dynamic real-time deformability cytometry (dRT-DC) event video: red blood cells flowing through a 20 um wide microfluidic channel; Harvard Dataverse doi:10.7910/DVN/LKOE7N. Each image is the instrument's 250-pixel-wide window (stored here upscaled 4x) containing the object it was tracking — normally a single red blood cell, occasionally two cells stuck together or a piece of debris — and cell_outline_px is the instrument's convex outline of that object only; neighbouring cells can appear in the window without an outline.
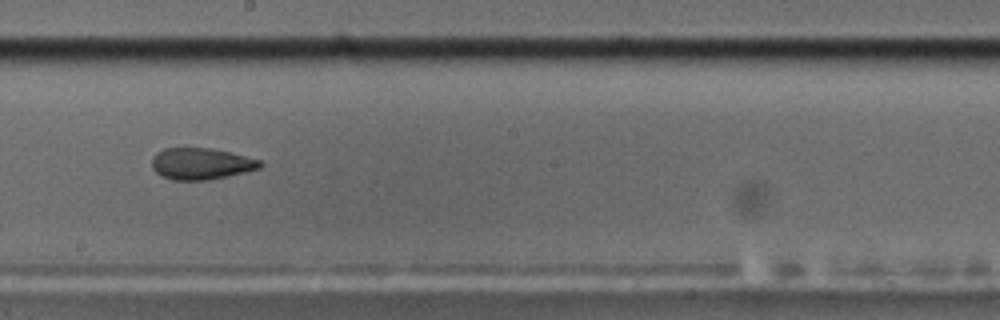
{"species": "common noctule bat (a hibernating species)", "species_latin": "Nyctalus noctula", "temperature_condition": "cold", "stored_images_in_passage": 12, "camera_frame_rate_fps": 3000, "um_per_image_px": 0.085, "animal": {"sex": "male", "body_mass_g": 17.5, "forearm_length_mm": 52.3}, "frame": {"image": 1, "passage_image": 6, "time_ms": 5.667, "image_size_px": [1000, 320], "cell_outline_px": [[264, 164], [260, 168], [228, 176], [208, 180], [172, 180], [160, 176], [152, 168], [152, 156], [156, 152], [164, 148], [212, 148], [260, 160]], "centroid_in_image_um": [17.05, 13.92], "position_along_channel_um": 231.1, "area_um2": 19.94}}
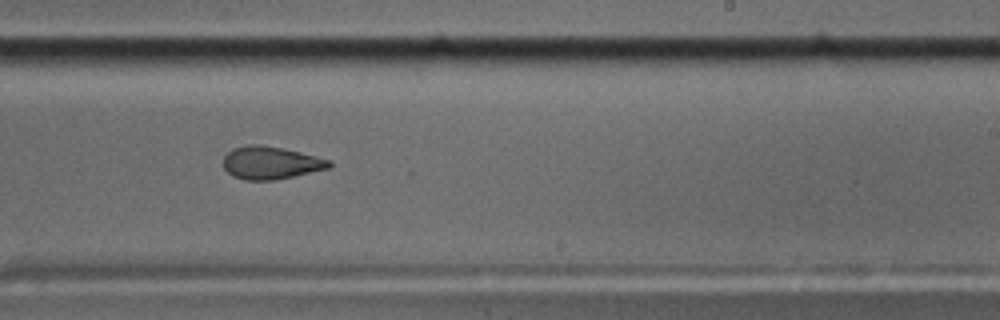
{"frame": {"image": 2, "passage_image": 7, "time_ms": 6.667, "image_size_px": [1000, 320], "cell_outline_px": [[332, 164], [328, 168], [292, 176], [272, 180], [244, 180], [232, 176], [224, 168], [224, 156], [232, 148], [248, 144], [260, 144], [300, 152], [332, 160]], "centroid_in_image_um": [22.98, 13.83], "position_along_channel_um": 266.0, "area_um2": 20.06}}
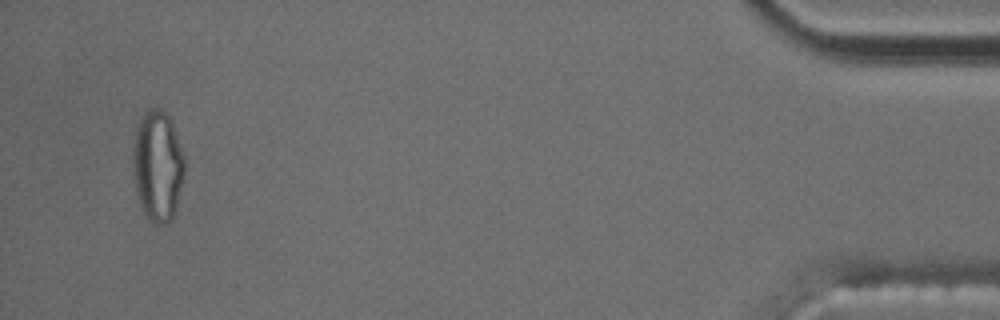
{"frame": {"image": 3, "passage_image": 12, "time_ms": 13.333, "image_size_px": [1000, 320], "cell_outline_px": [[184, 176], [176, 208], [172, 216], [164, 224], [156, 224], [148, 220], [140, 204], [136, 192], [132, 176], [132, 148], [136, 128], [140, 116], [144, 112], [152, 108], [160, 108], [172, 120], [184, 156]], "centroid_in_image_um": [13.37, 14.07], "position_along_channel_um": 421.8, "area_um2": 33.76}, "authors_computed_cell_mechanics": {"area_um2": 20.9525, "velocity_mm_per_s": 3.492, "shape_relaxation_time_tau1_ms": null, "shape_relaxation_time_tau2_ms": 1.7579, "deformation_change_tau1": null, "deformation_change_tau2": 0.0554}}